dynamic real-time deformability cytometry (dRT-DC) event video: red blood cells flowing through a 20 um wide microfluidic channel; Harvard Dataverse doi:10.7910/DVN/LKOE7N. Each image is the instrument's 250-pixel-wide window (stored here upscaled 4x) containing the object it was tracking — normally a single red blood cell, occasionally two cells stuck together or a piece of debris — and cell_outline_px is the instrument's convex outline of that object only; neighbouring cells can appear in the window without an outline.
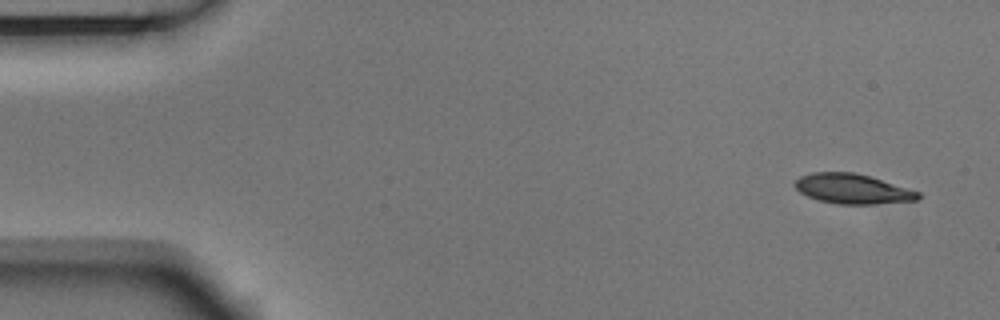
{"species": "Egyptian fruit bat (a non-hibernating species)", "species_latin": "Rousettus aegyptiacus", "temperature_condition": "room temperature", "stored_images_in_passage": 5, "camera_frame_rate_fps": 3000, "um_per_image_px": 0.085, "animal": {"sex": "male"}, "frame": {"image": 1, "passage_image": 1, "time_ms": 0.0, "image_size_px": [1000, 320], "cell_outline_px": [[920, 200], [876, 204], [836, 204], [820, 200], [808, 196], [800, 192], [792, 184], [800, 176], [812, 172], [856, 172], [908, 188], [920, 192]], "centroid_in_image_um": [72.47, 16.05], "position_along_channel_um": 12.5, "area_um2": 21.5}}
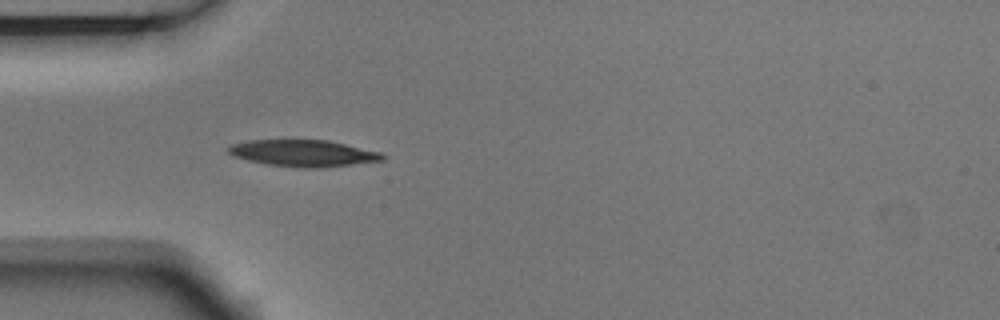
{"frame": {"image": 2, "passage_image": 5, "time_ms": 1.333, "image_size_px": [1000, 320], "cell_outline_px": [[384, 160], [320, 168], [300, 168], [268, 164], [248, 160], [232, 156], [224, 148], [232, 144], [248, 140], [328, 140], [380, 152], [384, 156]], "centroid_in_image_um": [25.72, 13.02], "position_along_channel_um": 59.3, "area_um2": 23.87}}